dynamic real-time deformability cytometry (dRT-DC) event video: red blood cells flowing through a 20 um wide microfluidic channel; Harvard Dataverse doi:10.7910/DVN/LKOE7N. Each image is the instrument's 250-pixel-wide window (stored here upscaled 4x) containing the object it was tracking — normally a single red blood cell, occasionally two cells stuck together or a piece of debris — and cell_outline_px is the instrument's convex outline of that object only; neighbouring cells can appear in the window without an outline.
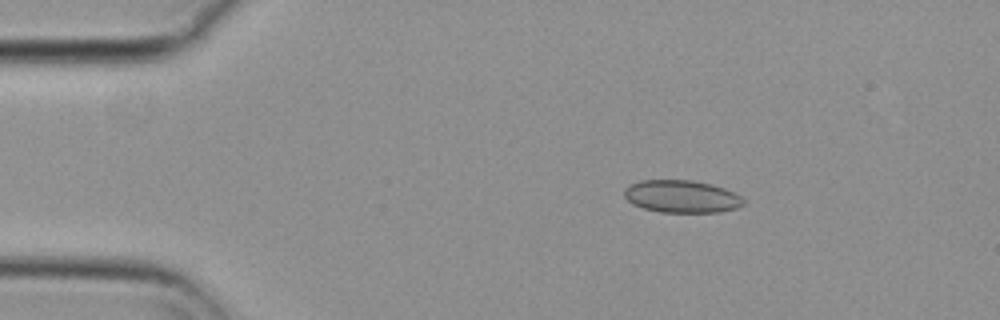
{"species": "common noctule bat (a hibernating species)", "species_latin": "Nyctalus noctula", "temperature_condition": "cold", "stored_images_in_passage": 17, "camera_frame_rate_fps": 3000, "um_per_image_px": 0.085, "animal": {"sex": "female", "body_mass_g": 29.2, "forearm_length_mm": 56.3}, "frame": {"image": 1, "passage_image": 8, "time_ms": 2.333, "image_size_px": [1000, 320], "cell_outline_px": [[744, 204], [736, 208], [720, 212], [660, 212], [644, 208], [632, 204], [624, 196], [624, 188], [640, 180], [692, 180], [712, 184], [724, 188], [740, 196], [744, 200]], "centroid_in_image_um": [57.93, 16.7], "position_along_channel_um": 27.1, "area_um2": 22.54}}
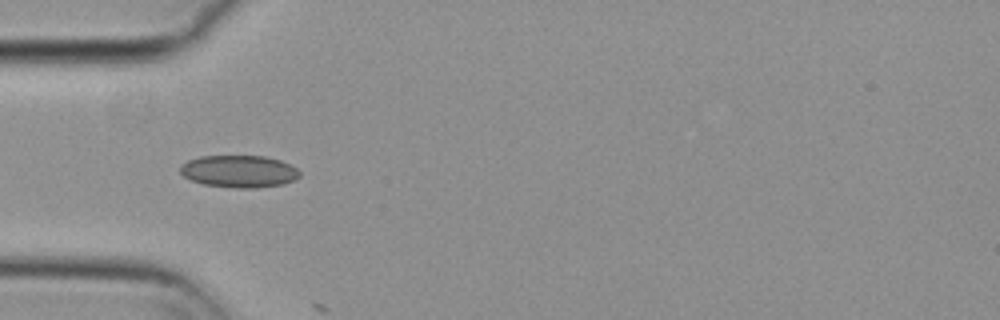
{"frame": {"image": 2, "passage_image": 16, "time_ms": 5.0, "image_size_px": [1000, 320], "cell_outline_px": [[300, 176], [284, 184], [256, 188], [232, 188], [204, 184], [192, 180], [184, 176], [180, 172], [180, 164], [188, 160], [200, 156], [264, 156], [280, 160], [296, 168], [300, 172]], "centroid_in_image_um": [20.3, 14.57], "position_along_channel_um": 64.7, "area_um2": 22.43}}